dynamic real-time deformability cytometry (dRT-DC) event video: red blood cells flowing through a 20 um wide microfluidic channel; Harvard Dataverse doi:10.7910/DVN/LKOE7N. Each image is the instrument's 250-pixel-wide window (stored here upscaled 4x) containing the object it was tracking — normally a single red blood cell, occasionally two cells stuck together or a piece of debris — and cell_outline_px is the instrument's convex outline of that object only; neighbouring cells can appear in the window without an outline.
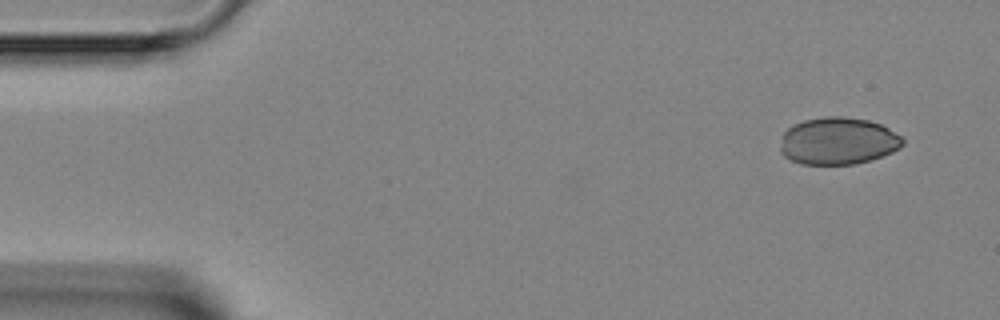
{"species": "Egyptian fruit bat (a non-hibernating species)", "species_latin": "Rousettus aegyptiacus", "temperature_condition": "room temperature", "stored_images_in_passage": 4, "camera_frame_rate_fps": 3000, "um_per_image_px": 0.085, "animal": {"sex": "female"}, "frame": {"image": 1, "passage_image": 1, "time_ms": 0.0, "image_size_px": [1000, 320], "cell_outline_px": [[904, 144], [900, 148], [892, 152], [856, 164], [800, 164], [784, 156], [780, 152], [780, 136], [792, 124], [804, 120], [824, 116], [844, 116], [868, 120], [880, 124], [888, 128], [900, 136], [904, 140]], "centroid_in_image_um": [71.19, 11.97], "position_along_channel_um": 13.8, "area_um2": 33.87}}